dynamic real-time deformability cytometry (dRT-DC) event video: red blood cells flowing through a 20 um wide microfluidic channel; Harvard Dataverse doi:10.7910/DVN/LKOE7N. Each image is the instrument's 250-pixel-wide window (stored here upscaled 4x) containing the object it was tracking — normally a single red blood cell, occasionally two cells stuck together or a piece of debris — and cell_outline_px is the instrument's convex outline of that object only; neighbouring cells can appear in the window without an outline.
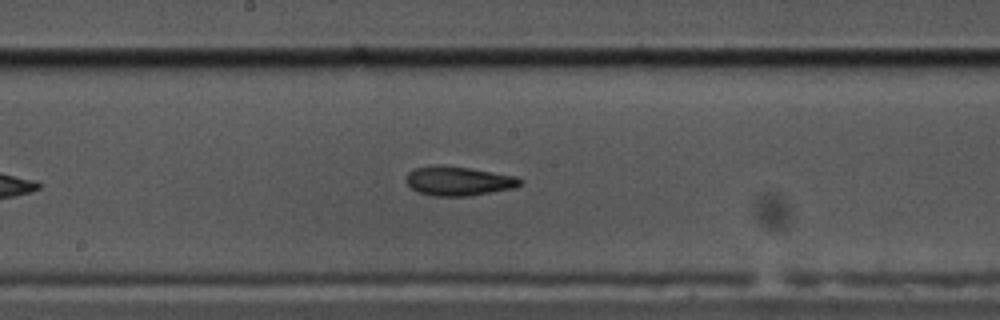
{"species": "common noctule bat (a hibernating species)", "species_latin": "Nyctalus noctula", "temperature_condition": "cold", "stored_images_in_passage": 28, "camera_frame_rate_fps": 3000, "um_per_image_px": 0.085, "animal": {"sex": "male", "body_mass_g": 17.5, "forearm_length_mm": 52.3}, "frame": {"image": 1, "passage_image": 20, "time_ms": 6.333, "image_size_px": [1000, 320], "cell_outline_px": [[524, 180], [516, 188], [472, 196], [432, 196], [416, 192], [404, 180], [408, 172], [412, 168], [436, 164], [472, 168], [516, 176]], "centroid_in_image_um": [38.96, 15.38], "position_along_channel_um": 209.2, "area_um2": 19.94}}
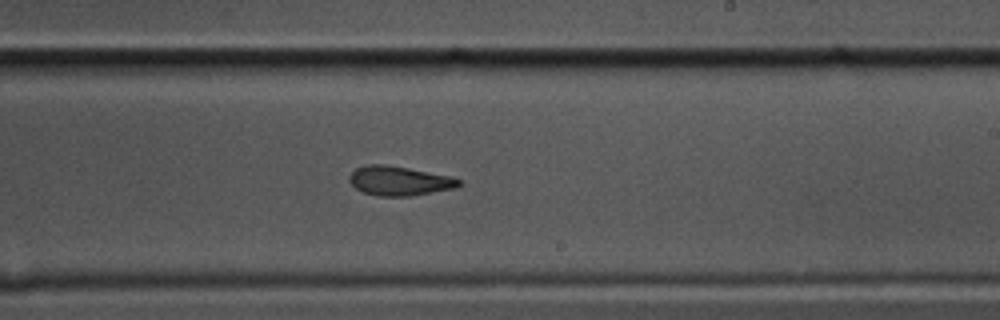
{"frame": {"image": 2, "passage_image": 24, "time_ms": 7.667, "image_size_px": [1000, 320], "cell_outline_px": [[464, 184], [456, 188], [412, 196], [380, 196], [364, 192], [356, 188], [348, 180], [348, 176], [356, 168], [364, 164], [384, 164], [408, 168], [448, 176], [460, 180]], "centroid_in_image_um": [33.93, 15.37], "position_along_channel_um": 255.1, "area_um2": 18.73}}